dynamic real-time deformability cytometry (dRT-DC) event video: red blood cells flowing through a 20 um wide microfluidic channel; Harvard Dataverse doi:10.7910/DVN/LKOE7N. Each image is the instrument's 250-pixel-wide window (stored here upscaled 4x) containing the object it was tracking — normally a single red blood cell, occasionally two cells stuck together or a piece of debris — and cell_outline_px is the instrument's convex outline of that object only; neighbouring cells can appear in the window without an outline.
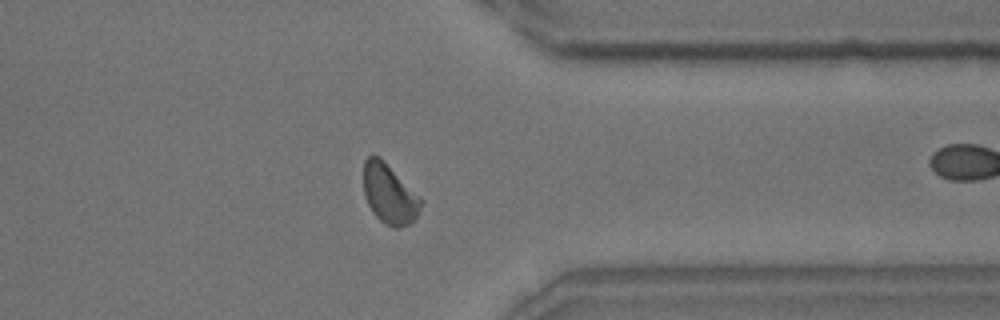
{"species": "common noctule bat (a hibernating species)", "species_latin": "Nyctalus noctula", "temperature_condition": "room temperature", "stored_images_in_passage": 47, "camera_frame_rate_fps": 3000, "um_per_image_px": 0.085, "animal": {"sex": "male", "body_mass_g": 18.8}, "frame": {"image": 1, "passage_image": 34, "time_ms": 11.0, "image_size_px": [1000, 320], "cell_outline_px": [[424, 204], [420, 212], [412, 224], [400, 228], [392, 228], [384, 224], [372, 212], [368, 204], [364, 192], [364, 160], [368, 156], [380, 156], [424, 200]], "centroid_in_image_um": [33.14, 16.53], "position_along_channel_um": 378.3, "area_um2": 20.4}, "authors_computed_cell_mechanics": {"area_um2": 20.0566, "velocity_mm_per_s": 3.5002, "shape_relaxation_time_tau1_ms": 3.02, "shape_relaxation_time_tau2_ms": 0.9727, "deformation_change_tau1": 0.0927, "deformation_change_tau2": 0.0438}}